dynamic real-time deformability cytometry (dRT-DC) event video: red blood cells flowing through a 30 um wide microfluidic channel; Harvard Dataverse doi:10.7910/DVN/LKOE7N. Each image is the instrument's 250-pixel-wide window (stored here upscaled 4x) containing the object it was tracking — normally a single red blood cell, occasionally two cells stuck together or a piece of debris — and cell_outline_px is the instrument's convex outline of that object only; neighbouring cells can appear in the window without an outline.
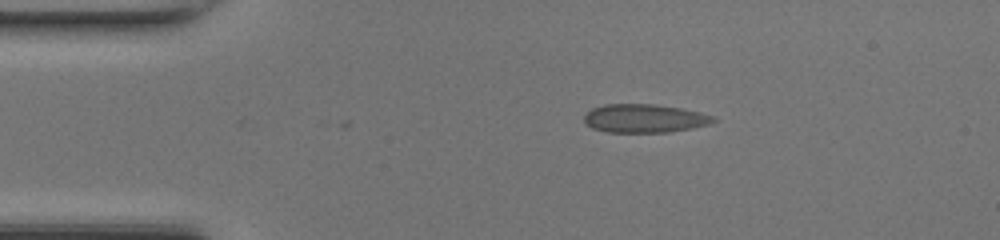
{"species": "common noctule bat (a hibernating species)", "species_latin": "Nyctalus noctula", "temperature_condition": "room temperature", "stored_images_in_passage": 39, "camera_frame_rate_fps": 3000, "um_per_image_px": 0.085, "animal": {"sex": "female", "body_mass_g": 17.0, "forearm_length_mm": 48.0}, "frame": {"image": 1, "passage_image": 1, "time_ms": 0.0, "image_size_px": [1000, 240], "cell_outline_px": [[716, 120], [708, 124], [692, 128], [668, 132], [608, 132], [592, 128], [584, 120], [584, 116], [592, 108], [604, 104], [656, 104], [680, 108], [700, 112], [716, 116]], "centroid_in_image_um": [54.79, 10.06], "position_along_channel_um": 30.2, "area_um2": 21.39}}
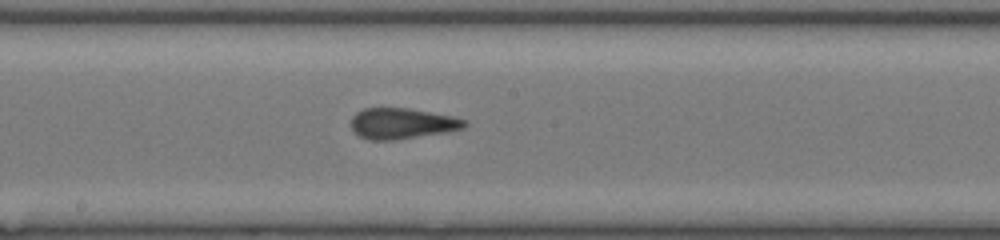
{"frame": {"image": 2, "passage_image": 17, "time_ms": 5.333, "image_size_px": [1000, 240], "cell_outline_px": [[468, 124], [464, 128], [444, 132], [396, 140], [368, 140], [360, 136], [352, 128], [352, 116], [356, 112], [364, 108], [408, 108], [452, 116], [464, 120]], "centroid_in_image_um": [34.15, 10.49], "position_along_channel_um": 214.0, "area_um2": 20.17}}
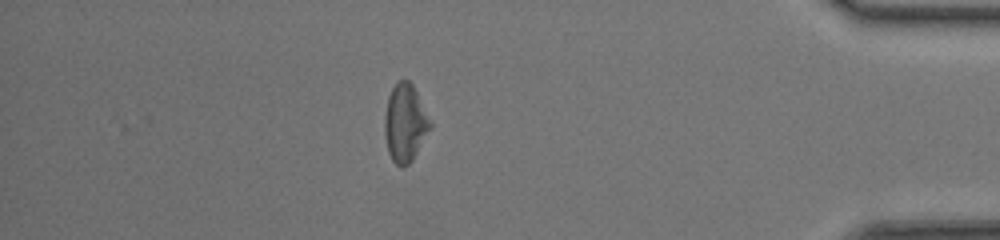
{"frame": {"image": 3, "passage_image": 33, "time_ms": 10.667, "image_size_px": [1000, 240], "cell_outline_px": [[432, 128], [412, 160], [404, 168], [400, 168], [392, 160], [388, 152], [384, 132], [384, 116], [388, 96], [396, 80], [408, 80], [412, 84], [432, 124]], "centroid_in_image_um": [34.42, 10.48], "position_along_channel_um": 400.8, "area_um2": 20.75}, "authors_computed_cell_mechanics": {"area_um2": 20.6346, "velocity_mm_per_s": 4.3534, "shape_relaxation_time_tau1_ms": 7.4507, "shape_relaxation_time_tau2_ms": 0.9884, "deformation_change_tau1": 0.1734, "deformation_change_tau2": 0.0518}}